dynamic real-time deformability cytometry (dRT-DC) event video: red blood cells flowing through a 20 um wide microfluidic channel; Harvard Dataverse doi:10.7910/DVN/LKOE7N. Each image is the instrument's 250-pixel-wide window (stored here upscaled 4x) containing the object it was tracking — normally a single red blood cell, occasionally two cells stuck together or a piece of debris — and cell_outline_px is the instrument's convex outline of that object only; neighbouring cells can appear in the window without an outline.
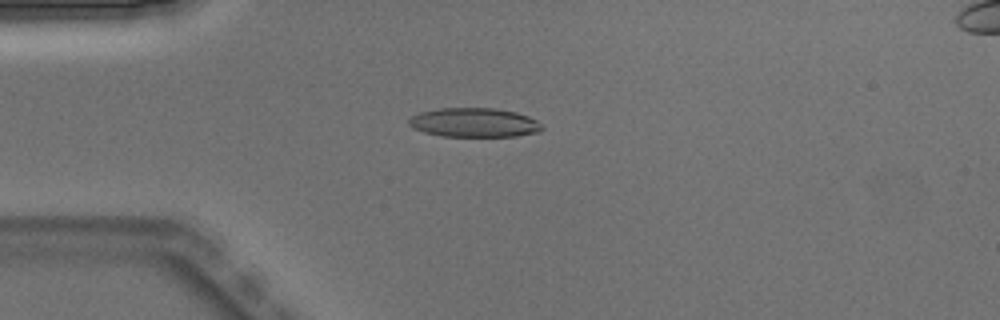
{"species": "Egyptian fruit bat (a non-hibernating species)", "species_latin": "Rousettus aegyptiacus", "temperature_condition": "warm", "stored_images_in_passage": 4, "camera_frame_rate_fps": 3000, "um_per_image_px": 0.085, "animal": {"sex": "male"}, "frame": {"image": 1, "passage_image": 3, "time_ms": 0.667, "image_size_px": [1000, 320], "cell_outline_px": [[544, 128], [540, 132], [516, 136], [440, 136], [424, 132], [412, 128], [408, 124], [408, 120], [412, 116], [420, 112], [440, 108], [496, 108], [516, 112], [528, 116], [536, 120]], "centroid_in_image_um": [40.3, 10.42], "position_along_channel_um": 44.7, "area_um2": 22.72}}